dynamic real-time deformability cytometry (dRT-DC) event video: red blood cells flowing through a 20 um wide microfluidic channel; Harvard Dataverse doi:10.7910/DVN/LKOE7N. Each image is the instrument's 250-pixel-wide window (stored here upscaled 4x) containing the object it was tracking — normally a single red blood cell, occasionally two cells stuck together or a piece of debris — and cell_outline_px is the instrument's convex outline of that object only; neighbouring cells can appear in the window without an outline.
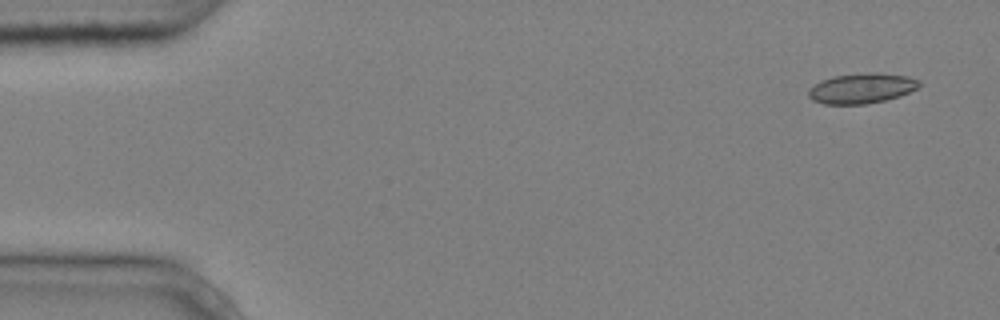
{"species": "common noctule bat (a hibernating species)", "species_latin": "Nyctalus noctula", "temperature_condition": "cold", "stored_images_in_passage": 6, "camera_frame_rate_fps": 3000, "um_per_image_px": 0.085, "animal": {"sex": "male", "body_mass_g": 20.4}, "frame": {"image": 1, "passage_image": 1, "time_ms": 0.0, "image_size_px": [1000, 320], "cell_outline_px": [[920, 88], [900, 96], [884, 100], [864, 104], [824, 104], [812, 100], [808, 96], [808, 88], [820, 80], [832, 76], [872, 72], [880, 72], [908, 76], [920, 80]], "centroid_in_image_um": [73.25, 7.49], "position_along_channel_um": 11.8, "area_um2": 19.77}}
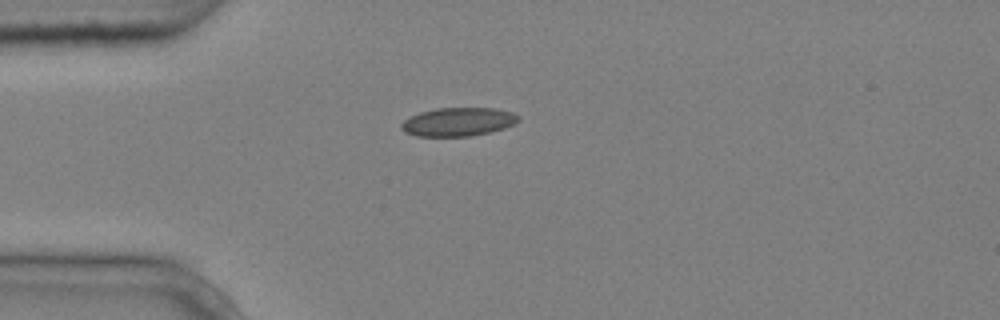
{"frame": {"image": 2, "passage_image": 4, "time_ms": 1.0, "image_size_px": [1000, 320], "cell_outline_px": [[520, 120], [504, 128], [472, 136], [416, 136], [404, 132], [400, 128], [400, 124], [404, 120], [420, 112], [436, 108], [496, 108], [512, 112], [520, 116]], "centroid_in_image_um": [38.93, 10.35], "position_along_channel_um": 46.1, "area_um2": 19.48}}
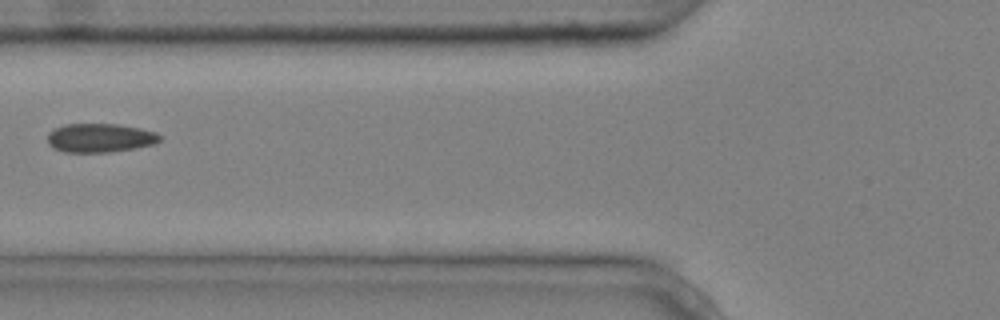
{"frame": {"image": 3, "passage_image": 6, "time_ms": 1.667, "image_size_px": [1000, 320], "cell_outline_px": [[160, 140], [152, 144], [132, 148], [108, 152], [64, 152], [52, 148], [48, 144], [48, 132], [64, 124], [116, 124], [140, 128], [156, 132], [160, 136]], "centroid_in_image_um": [8.45, 11.71], "position_along_channel_um": 117.4, "area_um2": 18.73}}